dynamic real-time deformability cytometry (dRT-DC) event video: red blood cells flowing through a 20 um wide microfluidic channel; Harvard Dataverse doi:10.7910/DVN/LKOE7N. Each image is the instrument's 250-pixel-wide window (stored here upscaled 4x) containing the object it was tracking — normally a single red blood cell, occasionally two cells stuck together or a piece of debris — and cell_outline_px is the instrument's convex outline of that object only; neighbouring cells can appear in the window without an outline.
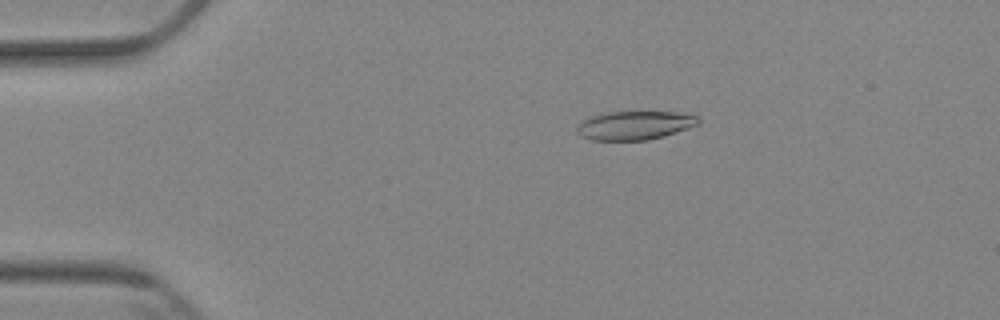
{"species": "Egyptian fruit bat (a non-hibernating species)", "species_latin": "Rousettus aegyptiacus", "temperature_condition": "cold", "stored_images_in_passage": 8, "camera_frame_rate_fps": 3000, "um_per_image_px": 0.085, "animal": {"sex": "female"}, "frame": {"image": 1, "passage_image": 3, "time_ms": 2.333, "image_size_px": [1000, 320], "cell_outline_px": [[700, 124], [664, 136], [648, 140], [592, 140], [580, 136], [576, 132], [576, 128], [588, 116], [604, 112], [676, 112], [700, 116]], "centroid_in_image_um": [53.95, 10.65], "position_along_channel_um": 31.1, "area_um2": 20.46}}
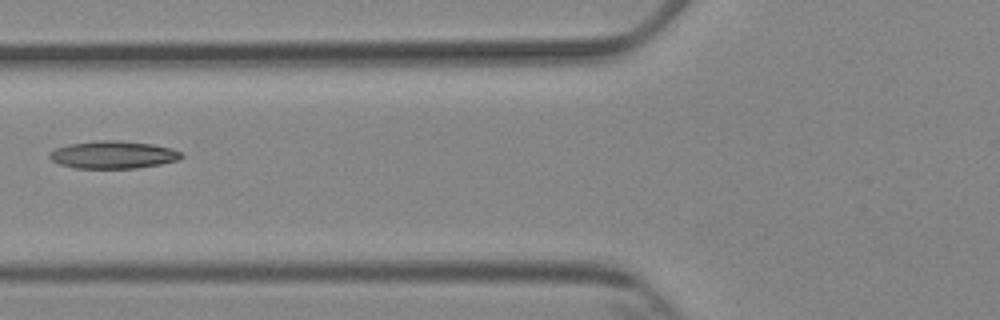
{"frame": {"image": 2, "passage_image": 6, "time_ms": 6.0, "image_size_px": [1000, 320], "cell_outline_px": [[184, 156], [176, 160], [160, 164], [136, 168], [76, 168], [60, 164], [52, 160], [48, 156], [56, 148], [68, 144], [100, 140], [116, 140], [152, 144], [172, 148], [180, 152]], "centroid_in_image_um": [9.62, 13.15], "position_along_channel_um": 116.2, "area_um2": 20.98}}
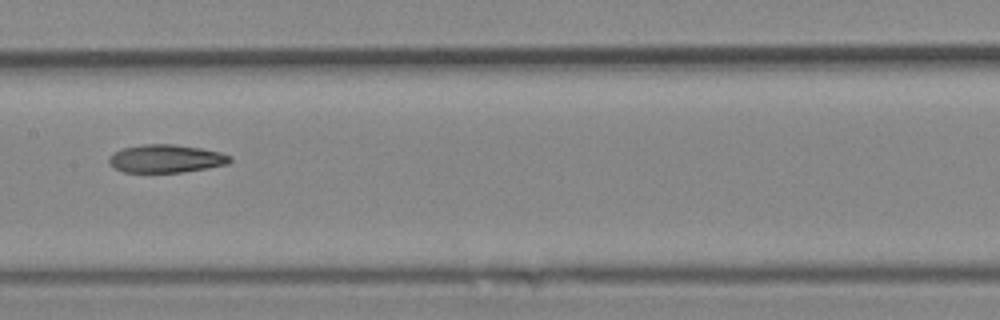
{"frame": {"image": 3, "passage_image": 8, "time_ms": 8.0, "image_size_px": [1000, 320], "cell_outline_px": [[232, 160], [228, 164], [208, 168], [180, 172], [124, 172], [112, 168], [108, 164], [108, 156], [112, 152], [124, 148], [144, 144], [172, 144], [200, 148], [220, 152], [232, 156]], "centroid_in_image_um": [14.07, 13.49], "position_along_channel_um": 193.3, "area_um2": 19.94}}